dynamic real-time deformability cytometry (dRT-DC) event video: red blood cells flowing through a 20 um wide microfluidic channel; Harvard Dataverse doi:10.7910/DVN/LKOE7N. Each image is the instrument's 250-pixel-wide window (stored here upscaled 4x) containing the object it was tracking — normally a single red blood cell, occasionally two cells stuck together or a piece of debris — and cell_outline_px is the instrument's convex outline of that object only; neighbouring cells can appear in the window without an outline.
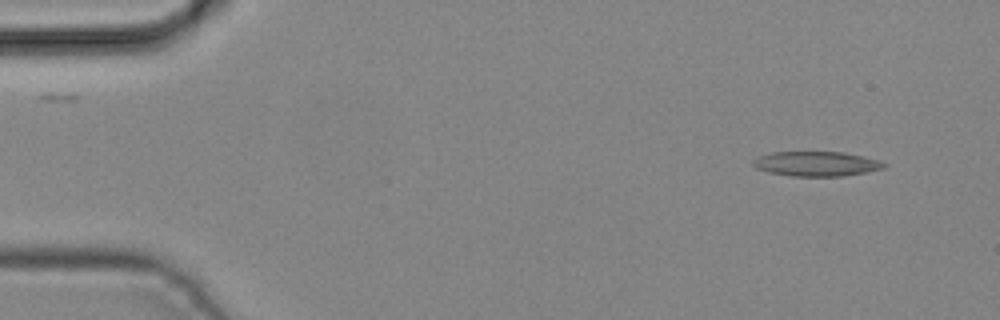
{"species": "common noctule bat (a hibernating species)", "species_latin": "Nyctalus noctula", "temperature_condition": "cold", "stored_images_in_passage": 2, "segment_of_instrument_passage": [2, 2], "camera_frame_rate_fps": 3000, "um_per_image_px": 0.085, "animal": {"sex": "male", "body_mass_g": 19.2, "forearm_length_mm": 51.8}, "frame": {"image": 1, "passage_image": 2, "time_ms": 0.333, "image_size_px": [1000, 320], "cell_outline_px": [[888, 164], [884, 168], [844, 176], [792, 176], [768, 172], [756, 168], [752, 164], [752, 160], [760, 156], [772, 152], [844, 152], [864, 156], [880, 160]], "centroid_in_image_um": [69.41, 13.92], "position_along_channel_um": 15.6, "area_um2": 18.9}}